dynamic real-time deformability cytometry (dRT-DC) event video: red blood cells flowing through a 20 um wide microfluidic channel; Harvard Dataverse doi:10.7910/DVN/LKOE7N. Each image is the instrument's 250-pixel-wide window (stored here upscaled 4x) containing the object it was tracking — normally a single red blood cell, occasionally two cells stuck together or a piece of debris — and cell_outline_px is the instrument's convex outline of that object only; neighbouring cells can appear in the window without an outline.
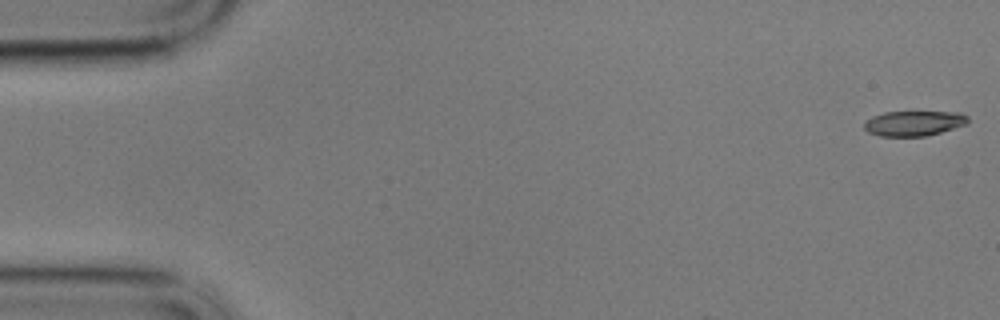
{"species": "common noctule bat (a hibernating species)", "species_latin": "Nyctalus noctula", "temperature_condition": "cold", "stored_images_in_passage": 3, "camera_frame_rate_fps": 3000, "um_per_image_px": 0.085, "animal": {"sex": "male", "body_mass_g": 17.9}, "frame": {"image": 1, "passage_image": 1, "time_ms": 0.0, "image_size_px": [1000, 320], "cell_outline_px": [[968, 124], [940, 132], [924, 136], [880, 136], [868, 132], [864, 128], [864, 124], [872, 116], [884, 112], [960, 112], [968, 116]], "centroid_in_image_um": [77.69, 10.47], "position_along_channel_um": 7.3, "area_um2": 15.09}}